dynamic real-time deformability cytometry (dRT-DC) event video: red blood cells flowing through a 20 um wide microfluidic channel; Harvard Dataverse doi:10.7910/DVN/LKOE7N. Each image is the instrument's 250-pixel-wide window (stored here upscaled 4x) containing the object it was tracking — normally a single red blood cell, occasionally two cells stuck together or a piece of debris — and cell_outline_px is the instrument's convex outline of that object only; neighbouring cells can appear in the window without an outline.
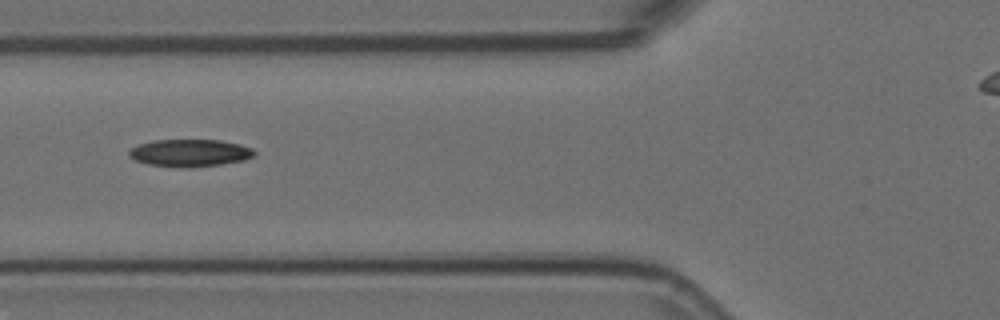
{"species": "Egyptian fruit bat (a non-hibernating species)", "species_latin": "Rousettus aegyptiacus", "temperature_condition": "room temperature", "stored_images_in_passage": 17, "camera_frame_rate_fps": 3000, "um_per_image_px": 0.085, "animal": {"sex": "female"}, "frame": {"image": 1, "passage_image": 6, "time_ms": 1.667, "image_size_px": [1000, 320], "cell_outline_px": [[256, 152], [252, 156], [244, 160], [220, 164], [188, 168], [184, 168], [148, 164], [136, 160], [128, 156], [128, 152], [132, 148], [140, 144], [156, 140], [220, 140], [240, 144], [252, 148]], "centroid_in_image_um": [16.14, 13.0], "position_along_channel_um": 109.7, "area_um2": 19.83}}
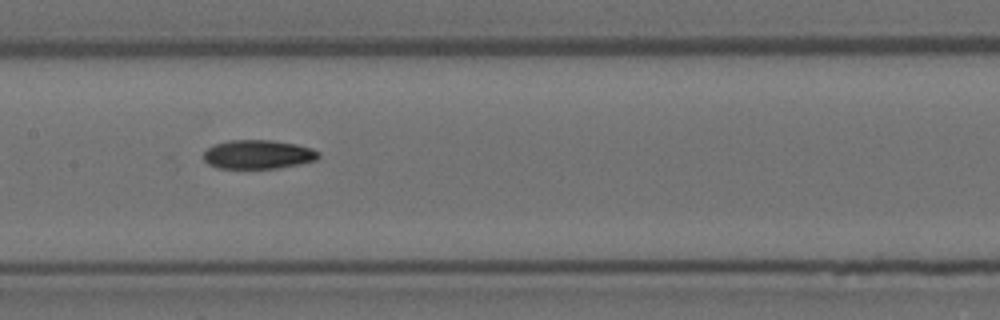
{"frame": {"image": 2, "passage_image": 12, "time_ms": 3.667, "image_size_px": [1000, 320], "cell_outline_px": [[320, 156], [316, 160], [300, 164], [280, 168], [216, 168], [208, 164], [204, 160], [204, 152], [212, 144], [228, 140], [272, 140], [296, 144], [312, 148], [320, 152]], "centroid_in_image_um": [21.94, 13.12], "position_along_channel_um": 185.5, "area_um2": 19.59}}
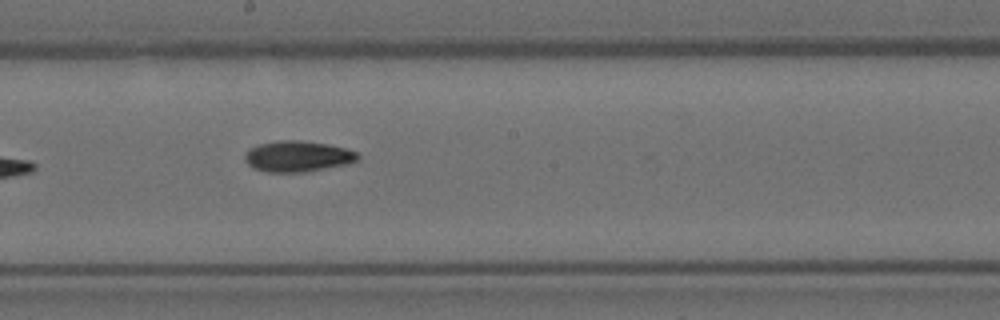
{"frame": {"image": 3, "passage_image": 15, "time_ms": 4.667, "image_size_px": [1000, 320], "cell_outline_px": [[360, 156], [356, 160], [348, 164], [308, 172], [268, 172], [252, 168], [244, 160], [244, 156], [248, 148], [260, 144], [280, 140], [296, 140], [328, 144], [344, 148], [356, 152]], "centroid_in_image_um": [25.27, 13.3], "position_along_channel_um": 222.9, "area_um2": 20.4}}